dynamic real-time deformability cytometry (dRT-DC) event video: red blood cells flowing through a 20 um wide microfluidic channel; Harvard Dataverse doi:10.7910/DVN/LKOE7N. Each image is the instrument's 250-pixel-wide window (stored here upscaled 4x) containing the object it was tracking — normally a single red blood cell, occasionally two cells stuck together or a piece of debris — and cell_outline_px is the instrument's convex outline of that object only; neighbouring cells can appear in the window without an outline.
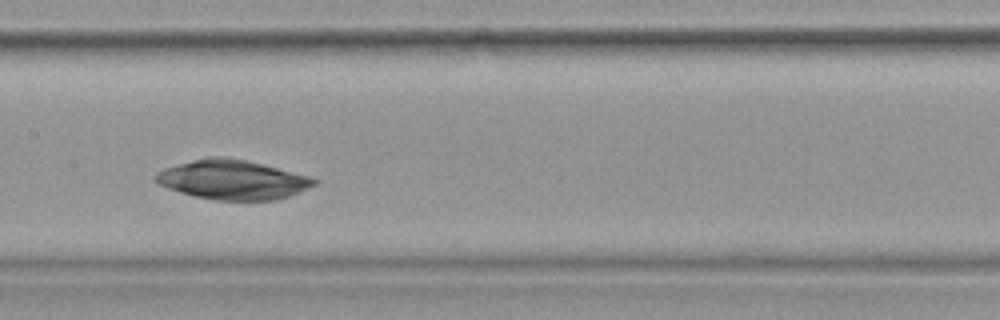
{"species": "common noctule bat (a hibernating species)", "species_latin": "Nyctalus noctula", "temperature_condition": "warm", "stored_images_in_passage": 30, "camera_frame_rate_fps": 3000, "um_per_image_px": 0.085, "animal": {"sex": "female", "body_mass_g": 19.9}, "frame": {"image": 1, "passage_image": 12, "time_ms": 3.667, "image_size_px": [1000, 320], "cell_outline_px": [[320, 180], [316, 184], [300, 192], [276, 200], [216, 200], [196, 196], [180, 192], [168, 188], [160, 184], [156, 180], [156, 172], [164, 168], [192, 160], [212, 156], [224, 156], [244, 160], [308, 176]], "centroid_in_image_um": [19.77, 15.28], "position_along_channel_um": 187.6, "area_um2": 35.89}}